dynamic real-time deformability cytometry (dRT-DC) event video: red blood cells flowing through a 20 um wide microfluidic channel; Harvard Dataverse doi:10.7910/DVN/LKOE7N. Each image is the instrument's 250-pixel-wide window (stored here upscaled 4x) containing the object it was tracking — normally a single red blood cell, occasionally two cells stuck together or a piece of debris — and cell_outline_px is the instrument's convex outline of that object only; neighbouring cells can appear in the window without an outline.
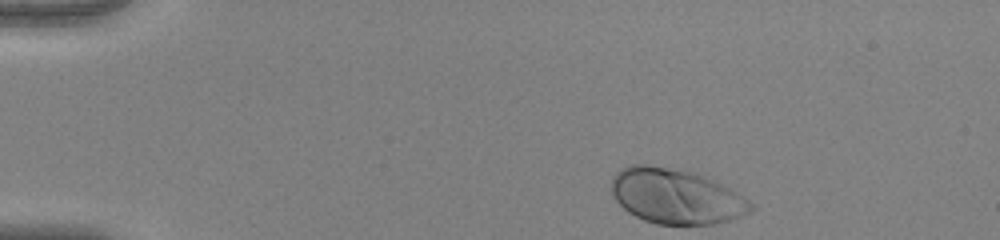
{"species": "human", "species_latin": "Homo sapiens", "temperature_condition": "warm", "stored_images_in_passage": 39, "camera_frame_rate_fps": 3000, "um_per_image_px": 0.085, "donor": {"sex": "female"}, "frame": {"image": 1, "passage_image": 1, "time_ms": 0.0, "image_size_px": [1000, 240], "cell_outline_px": [[756, 208], [740, 216], [728, 220], [712, 224], [656, 224], [644, 220], [628, 212], [612, 196], [612, 176], [616, 172], [628, 164], [644, 164], [668, 168], [688, 172], [700, 176], [720, 184], [728, 188], [748, 200]], "centroid_in_image_um": [57.4, 16.7], "position_along_channel_um": 27.6, "area_um2": 43.93}}
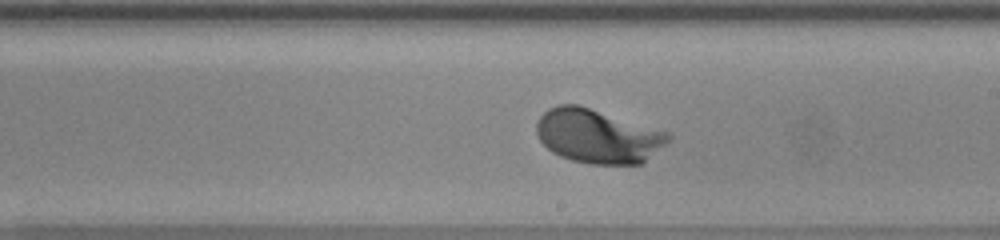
{"frame": {"image": 2, "passage_image": 24, "time_ms": 7.667, "image_size_px": [1000, 240], "cell_outline_px": [[672, 140], [640, 164], [588, 164], [572, 160], [560, 156], [552, 152], [540, 140], [536, 132], [536, 124], [540, 116], [548, 108], [560, 104], [580, 104], [668, 132], [672, 136]], "centroid_in_image_um": [50.81, 11.56], "position_along_channel_um": 238.2, "area_um2": 41.62}}
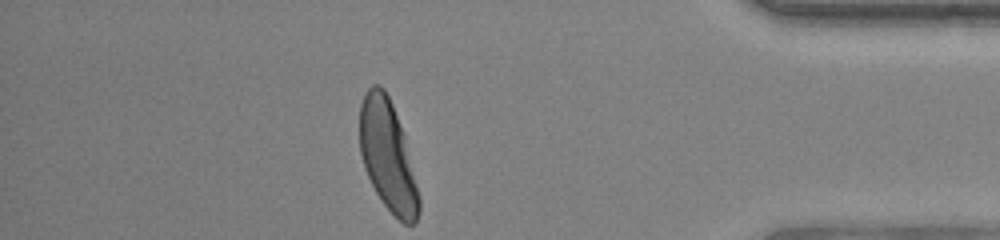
{"frame": {"image": 3, "passage_image": 39, "time_ms": 12.667, "image_size_px": [1000, 240], "cell_outline_px": [[420, 212], [416, 224], [404, 224], [384, 204], [376, 192], [364, 168], [360, 152], [360, 104], [364, 92], [372, 84], [380, 84], [384, 88], [392, 104], [404, 136], [420, 196]], "centroid_in_image_um": [32.95, 13.24], "position_along_channel_um": 402.2, "area_um2": 37.92}, "authors_computed_cell_mechanics": {"area_um2": 40.9224, "velocity_mm_per_s": 3.8903, "shape_relaxation_time_tau1_ms": 1.595, "shape_relaxation_time_tau2_ms": null, "deformation_change_tau1": 0.1531, "deformation_change_tau2": null}}